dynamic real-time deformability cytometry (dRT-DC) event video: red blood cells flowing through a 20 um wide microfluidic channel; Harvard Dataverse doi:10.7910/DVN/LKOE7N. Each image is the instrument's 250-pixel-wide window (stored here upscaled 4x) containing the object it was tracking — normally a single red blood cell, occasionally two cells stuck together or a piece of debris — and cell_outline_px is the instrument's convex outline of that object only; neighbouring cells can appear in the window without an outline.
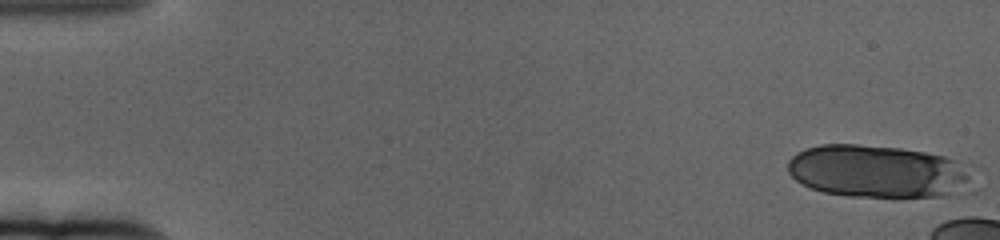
{"species": "human", "species_latin": "Homo sapiens", "temperature_condition": "cold", "stored_images_in_passage": 13, "camera_frame_rate_fps": 3000, "um_per_image_px": 0.085, "donor": {"sex": "female"}, "frame": {"image": 1, "passage_image": 1, "time_ms": 0.0, "image_size_px": [1000, 240], "cell_outline_px": [[980, 168], [968, 184], [944, 196], [892, 200], [848, 196], [824, 192], [812, 188], [796, 180], [788, 172], [788, 160], [796, 152], [820, 144], [856, 144], [900, 148], [924, 152], [944, 156], [980, 164]], "centroid_in_image_um": [74.75, 14.59], "position_along_channel_um": 10.2, "area_um2": 58.67}}